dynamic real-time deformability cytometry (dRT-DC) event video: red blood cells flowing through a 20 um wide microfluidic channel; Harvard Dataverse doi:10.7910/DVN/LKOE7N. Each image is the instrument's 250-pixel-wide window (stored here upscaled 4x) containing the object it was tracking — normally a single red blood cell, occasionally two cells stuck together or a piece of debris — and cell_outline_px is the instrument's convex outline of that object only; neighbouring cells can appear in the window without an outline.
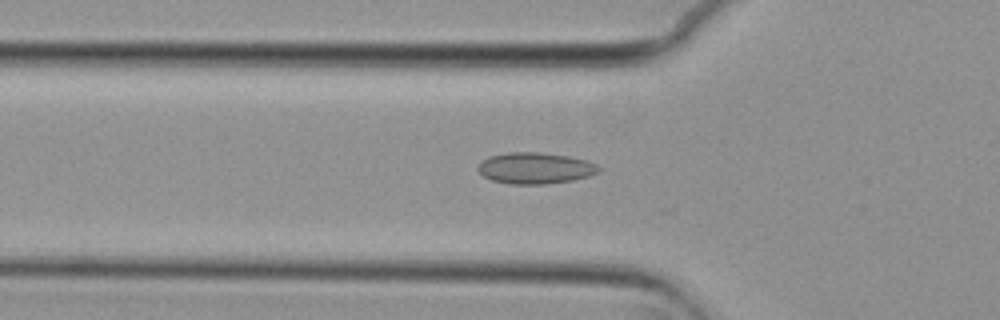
{"species": "common noctule bat (a hibernating species)", "species_latin": "Nyctalus noctula", "temperature_condition": "cold", "stored_images_in_passage": 32, "camera_frame_rate_fps": 3000, "um_per_image_px": 0.085, "animal": {"sex": "female", "body_mass_g": 29.2, "forearm_length_mm": 56.3}, "frame": {"image": 1, "passage_image": 2, "time_ms": 0.333, "image_size_px": [1000, 320], "cell_outline_px": [[600, 172], [588, 176], [572, 180], [548, 184], [508, 184], [492, 180], [484, 176], [476, 168], [488, 156], [508, 152], [540, 152], [568, 156], [584, 160], [596, 164], [600, 168]], "centroid_in_image_um": [45.49, 14.29], "position_along_channel_um": 80.3, "area_um2": 21.96}}
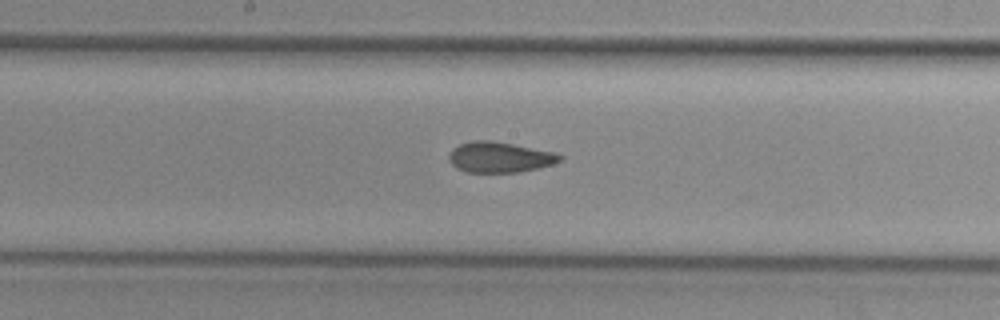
{"frame": {"image": 2, "passage_image": 12, "time_ms": 3.667, "image_size_px": [1000, 320], "cell_outline_px": [[564, 156], [560, 160], [552, 164], [536, 168], [516, 172], [464, 172], [456, 168], [448, 160], [448, 156], [452, 148], [460, 144], [472, 140], [492, 140], [552, 152]], "centroid_in_image_um": [42.4, 13.36], "position_along_channel_um": 205.8, "area_um2": 19.59}}
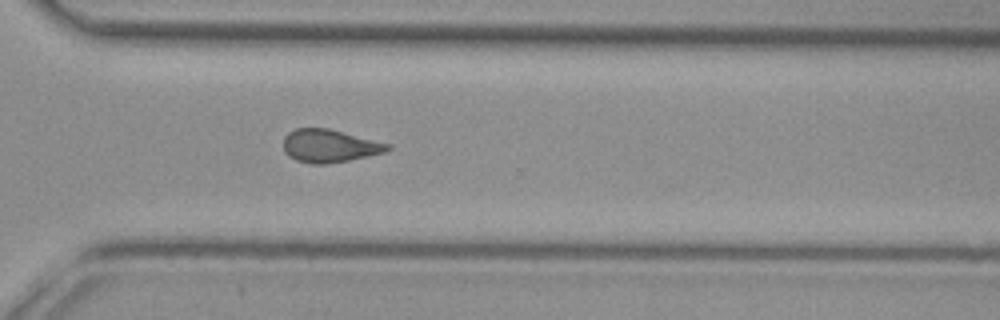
{"frame": {"image": 3, "passage_image": 23, "time_ms": 7.333, "image_size_px": [1000, 320], "cell_outline_px": [[392, 148], [384, 152], [348, 160], [324, 164], [312, 164], [296, 160], [288, 156], [284, 152], [284, 136], [288, 132], [296, 128], [328, 128], [388, 144]], "centroid_in_image_um": [27.94, 12.4], "position_along_channel_um": 342.7, "area_um2": 19.71}, "authors_computed_cell_mechanics": {"area_um2": 19.7965, "velocity_mm_per_s": 3.7344, "shape_relaxation_time_tau1_ms": null, "shape_relaxation_time_tau2_ms": 3.5028, "deformation_change_tau1": null, "deformation_change_tau2": 0.0891}}